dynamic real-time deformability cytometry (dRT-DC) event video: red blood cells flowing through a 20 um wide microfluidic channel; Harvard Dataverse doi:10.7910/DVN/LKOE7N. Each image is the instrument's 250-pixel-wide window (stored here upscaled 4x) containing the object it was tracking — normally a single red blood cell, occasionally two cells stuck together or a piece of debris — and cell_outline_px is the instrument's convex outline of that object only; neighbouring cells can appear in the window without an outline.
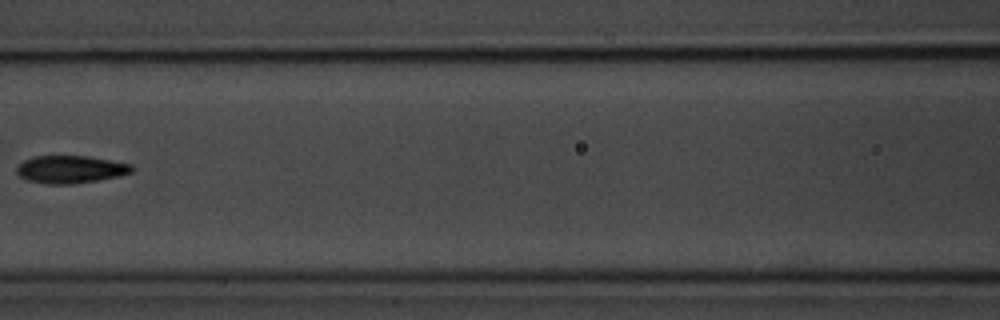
{"species": "common noctule bat (a hibernating species)", "species_latin": "Nyctalus noctula", "temperature_condition": "room temperature", "stored_images_in_passage": 8, "camera_frame_rate_fps": 3000, "um_per_image_px": 0.085, "animal": {"sex": "male", "body_mass_g": 20.1, "forearm_length_mm": 53.5}, "frame": {"image": 1, "passage_image": 7, "time_ms": 7.0, "image_size_px": [1000, 320], "cell_outline_px": [[136, 168], [132, 172], [120, 176], [100, 180], [72, 184], [48, 184], [28, 180], [20, 176], [16, 172], [16, 168], [24, 160], [36, 156], [88, 156], [132, 164]], "centroid_in_image_um": [6.04, 14.4], "position_along_channel_um": 160.6, "area_um2": 18.61}}
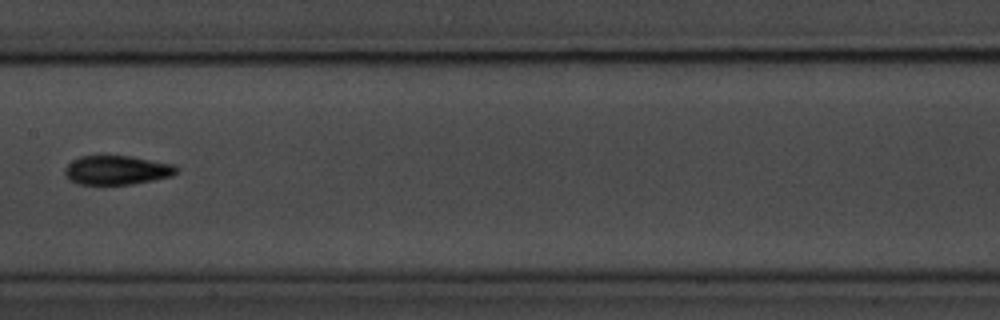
{"frame": {"image": 2, "passage_image": 8, "time_ms": 8.0, "image_size_px": [1000, 320], "cell_outline_px": [[180, 172], [172, 176], [132, 184], [76, 184], [64, 176], [64, 168], [72, 160], [80, 156], [128, 156], [172, 164], [180, 168]], "centroid_in_image_um": [9.92, 14.46], "position_along_channel_um": 197.5, "area_um2": 18.96}}